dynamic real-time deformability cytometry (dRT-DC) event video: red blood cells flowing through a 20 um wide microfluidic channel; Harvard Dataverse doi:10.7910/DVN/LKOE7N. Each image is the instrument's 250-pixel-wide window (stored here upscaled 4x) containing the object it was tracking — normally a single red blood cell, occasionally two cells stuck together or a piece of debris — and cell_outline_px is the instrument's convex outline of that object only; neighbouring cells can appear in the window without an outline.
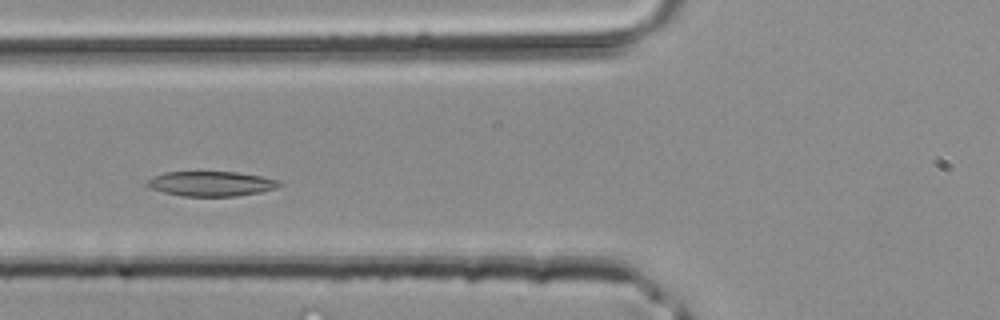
{"species": "common noctule bat (a hibernating species)", "species_latin": "Nyctalus noctula", "temperature_condition": "room temperature", "stored_images_in_passage": 38, "camera_frame_rate_fps": 3000, "um_per_image_px": 0.085, "animal": {"sex": "male", "body_mass_g": 20.4}, "frame": {"image": 1, "passage_image": 11, "time_ms": 3.333, "image_size_px": [1000, 320], "cell_outline_px": [[284, 184], [276, 188], [260, 192], [236, 196], [180, 196], [164, 192], [152, 188], [148, 184], [148, 180], [164, 172], [236, 172], [260, 176], [276, 180]], "centroid_in_image_um": [17.98, 15.62], "position_along_channel_um": 107.8, "area_um2": 18.84}}
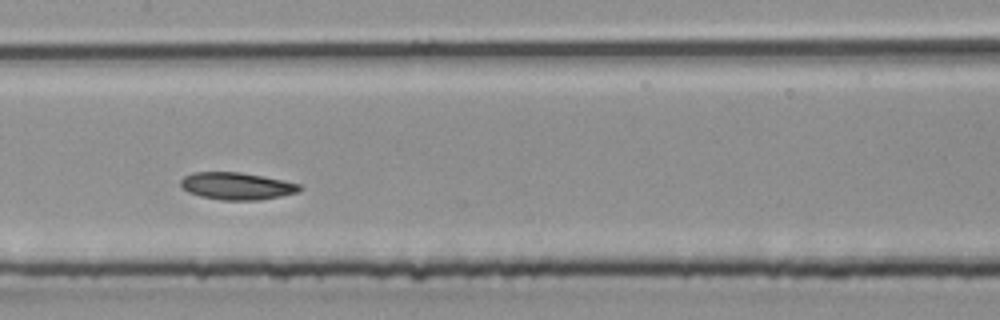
{"frame": {"image": 2, "passage_image": 16, "time_ms": 5.0, "image_size_px": [1000, 320], "cell_outline_px": [[304, 188], [300, 192], [280, 196], [256, 200], [220, 200], [200, 196], [188, 192], [180, 184], [180, 180], [184, 176], [192, 172], [240, 172], [284, 180], [300, 184]], "centroid_in_image_um": [20.14, 15.81], "position_along_channel_um": 187.3, "area_um2": 18.96}}
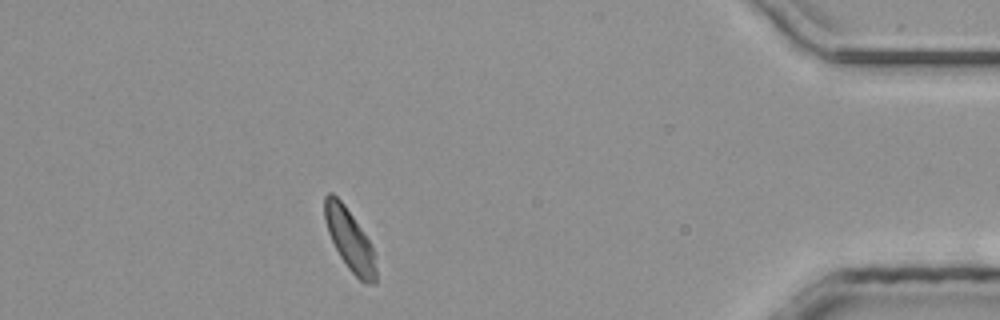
{"frame": {"image": 3, "passage_image": 33, "time_ms": 10.667, "image_size_px": [1000, 320], "cell_outline_px": [[376, 284], [364, 284], [348, 268], [340, 256], [328, 232], [324, 216], [324, 196], [328, 192], [332, 192], [344, 204], [368, 240], [376, 256]], "centroid_in_image_um": [29.73, 20.4], "position_along_channel_um": 405.5, "area_um2": 18.15}}